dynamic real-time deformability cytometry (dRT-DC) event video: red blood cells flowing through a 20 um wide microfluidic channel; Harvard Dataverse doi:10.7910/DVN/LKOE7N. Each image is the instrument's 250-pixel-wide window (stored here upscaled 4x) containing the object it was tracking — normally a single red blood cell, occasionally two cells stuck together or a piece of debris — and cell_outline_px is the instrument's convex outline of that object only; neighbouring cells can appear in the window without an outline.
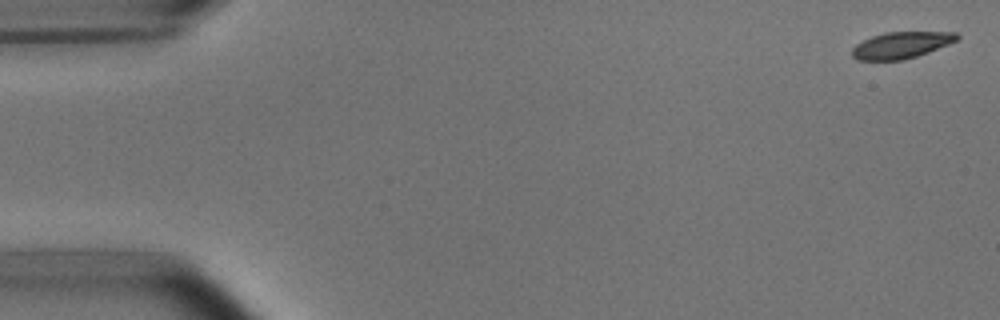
{"species": "common noctule bat (a hibernating species)", "species_latin": "Nyctalus noctula", "temperature_condition": "room temperature", "stored_images_in_passage": 4, "camera_frame_rate_fps": 3000, "um_per_image_px": 0.085, "animal": {"sex": "male", "body_mass_g": 15.6}, "frame": {"image": 1, "passage_image": 1, "time_ms": 0.0, "image_size_px": [1000, 320], "cell_outline_px": [[960, 36], [956, 40], [948, 44], [928, 52], [904, 60], [856, 60], [852, 56], [852, 48], [856, 44], [872, 36], [884, 32], [956, 32]], "centroid_in_image_um": [76.58, 3.83], "position_along_channel_um": 8.4, "area_um2": 16.13}}